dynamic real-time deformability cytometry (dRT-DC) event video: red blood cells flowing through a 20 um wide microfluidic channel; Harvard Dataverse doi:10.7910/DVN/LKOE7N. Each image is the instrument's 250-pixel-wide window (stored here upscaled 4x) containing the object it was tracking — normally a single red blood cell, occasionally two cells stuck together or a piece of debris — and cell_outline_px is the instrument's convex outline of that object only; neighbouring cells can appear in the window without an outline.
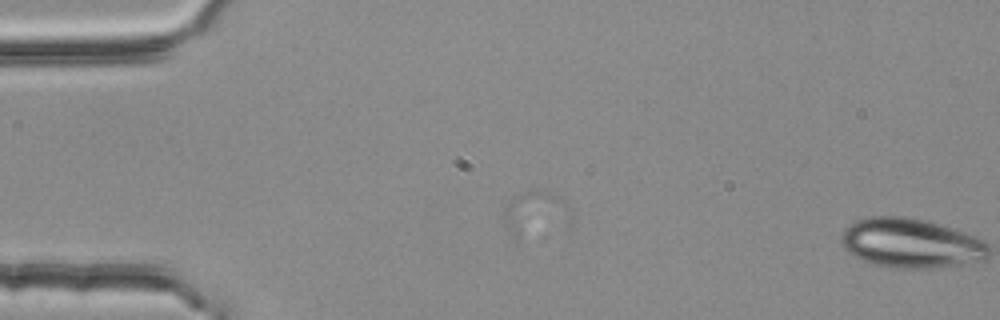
{"species": "common noctule bat (a hibernating species)", "species_latin": "Nyctalus noctula", "temperature_condition": "room temperature", "stored_images_in_passage": 9, "segment_of_instrument_passage": [1, 2], "camera_frame_rate_fps": 3000, "um_per_image_px": 0.085, "animal": {"sex": "female", "body_mass_g": 25.1}, "frame": {"image": 1, "passage_image": 8, "time_ms": 2.333, "image_size_px": [1000, 320], "cell_outline_px": [[568, 208], [516, 240], [512, 236], [500, 216], [516, 192], [528, 188], [532, 188], [552, 192], [560, 196], [564, 200]], "centroid_in_image_um": [45.14, 17.9], "position_along_channel_um": 39.9, "area_um2": 14.85}}